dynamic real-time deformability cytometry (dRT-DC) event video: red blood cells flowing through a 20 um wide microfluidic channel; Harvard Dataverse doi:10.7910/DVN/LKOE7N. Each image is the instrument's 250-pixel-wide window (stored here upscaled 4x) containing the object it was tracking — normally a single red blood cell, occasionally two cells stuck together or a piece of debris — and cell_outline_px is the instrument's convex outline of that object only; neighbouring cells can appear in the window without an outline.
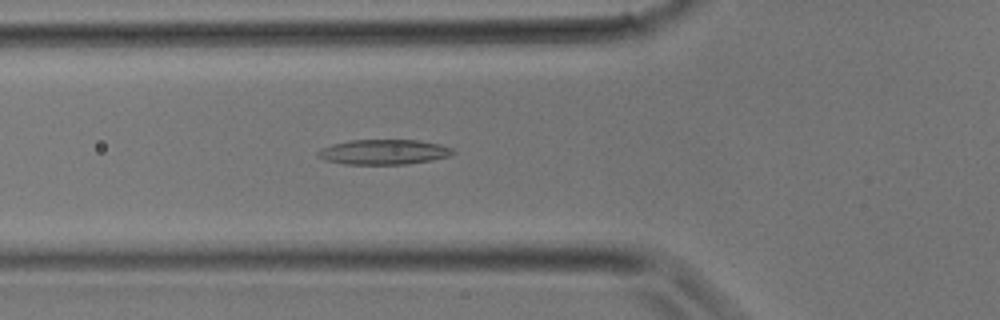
{"species": "common noctule bat (a hibernating species)", "species_latin": "Nyctalus noctula", "temperature_condition": "room temperature", "stored_images_in_passage": 33, "camera_frame_rate_fps": 3000, "um_per_image_px": 0.085, "animal": {"sex": "male", "body_mass_g": 17.9}, "frame": {"image": 1, "passage_image": 11, "time_ms": 3.333, "image_size_px": [1000, 320], "cell_outline_px": [[456, 152], [452, 156], [432, 160], [408, 164], [344, 164], [324, 160], [316, 156], [316, 152], [332, 144], [352, 140], [416, 140], [440, 144], [452, 148]], "centroid_in_image_um": [32.65, 12.92], "position_along_channel_um": 93.2, "area_um2": 19.77}}
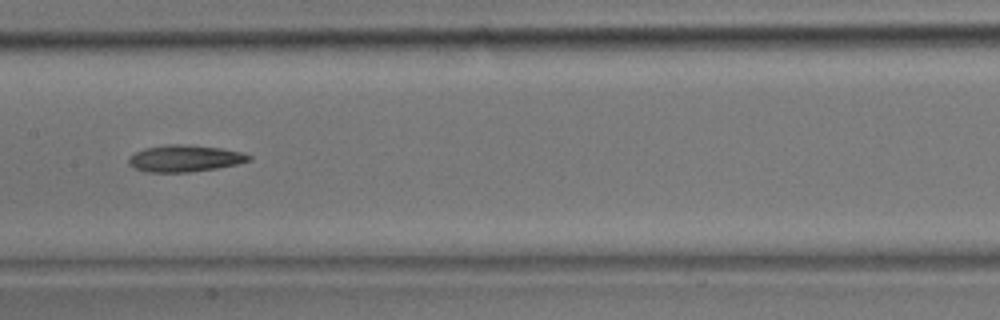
{"frame": {"image": 2, "passage_image": 16, "time_ms": 5.0, "image_size_px": [1000, 320], "cell_outline_px": [[252, 160], [236, 164], [216, 168], [188, 172], [144, 172], [128, 164], [128, 156], [144, 148], [168, 144], [176, 144], [220, 148], [240, 152], [252, 156]], "centroid_in_image_um": [15.67, 13.47], "position_along_channel_um": 191.7, "area_um2": 18.55}}
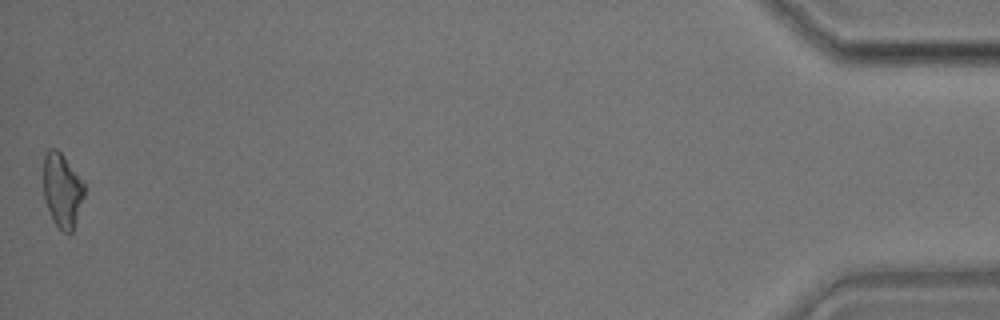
{"frame": {"image": 3, "passage_image": 33, "time_ms": 10.667, "image_size_px": [1000, 320], "cell_outline_px": [[84, 196], [72, 232], [68, 236], [56, 224], [48, 208], [44, 196], [44, 156], [48, 148], [56, 148], [64, 156], [84, 184]], "centroid_in_image_um": [5.28, 16.16], "position_along_channel_um": 429.9, "area_um2": 17.28}}